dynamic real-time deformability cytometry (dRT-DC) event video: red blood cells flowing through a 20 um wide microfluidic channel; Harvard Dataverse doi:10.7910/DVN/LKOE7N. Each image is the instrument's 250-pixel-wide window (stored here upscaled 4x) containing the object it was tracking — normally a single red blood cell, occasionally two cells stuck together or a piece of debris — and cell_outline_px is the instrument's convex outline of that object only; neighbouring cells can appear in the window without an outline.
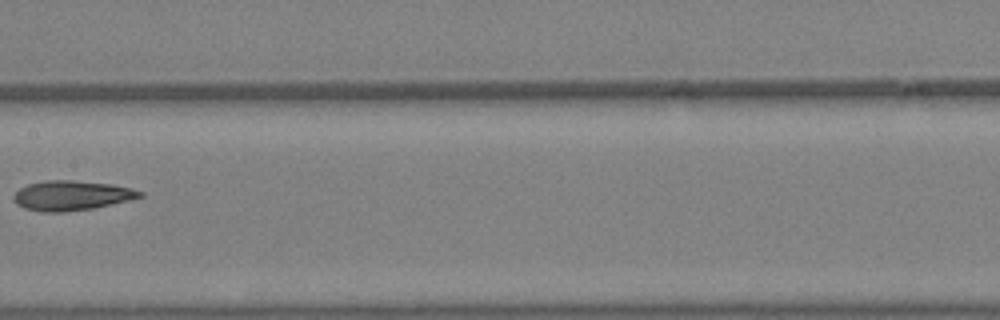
{"species": "Egyptian fruit bat (a non-hibernating species)", "species_latin": "Rousettus aegyptiacus", "temperature_condition": "warm", "stored_images_in_passage": 5, "camera_frame_rate_fps": 3000, "um_per_image_px": 0.085, "animal": {"sex": "female"}, "frame": {"image": 1, "passage_image": 5, "time_ms": 1.333, "image_size_px": [1000, 320], "cell_outline_px": [[144, 196], [128, 200], [92, 208], [64, 212], [40, 212], [24, 208], [16, 204], [12, 196], [20, 188], [28, 184], [48, 180], [72, 180], [108, 184], [132, 188], [144, 192]], "centroid_in_image_um": [6.05, 16.62], "position_along_channel_um": 201.3, "area_um2": 21.73}}